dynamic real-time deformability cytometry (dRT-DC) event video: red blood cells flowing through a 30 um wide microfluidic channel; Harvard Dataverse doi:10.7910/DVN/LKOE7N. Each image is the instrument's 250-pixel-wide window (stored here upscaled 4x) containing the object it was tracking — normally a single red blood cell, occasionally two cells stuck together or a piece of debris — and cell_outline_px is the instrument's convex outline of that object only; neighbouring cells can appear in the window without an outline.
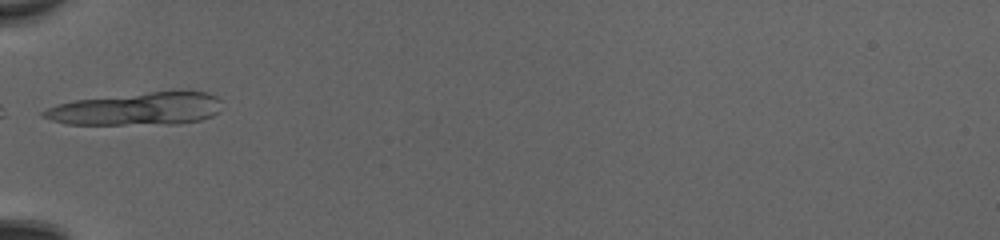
{"species": "common noctule bat (a hibernating species)", "species_latin": "Nyctalus noctula", "temperature_condition": "cold", "stored_images_in_passage": 30, "camera_frame_rate_fps": 3000, "um_per_image_px": 0.085, "animal": {"sex": "female", "body_mass_g": 20.0, "forearm_length_mm": 54.0}, "frame": {"image": 1, "passage_image": 1, "time_ms": 0.0, "image_size_px": [1000, 240], "cell_outline_px": [[220, 112], [212, 116], [200, 120], [176, 124], [68, 124], [52, 120], [40, 116], [40, 112], [56, 104], [76, 100], [172, 88], [180, 88], [208, 92], [216, 96], [220, 100]], "centroid_in_image_um": [11.73, 9.21], "position_along_channel_um": 73.3, "area_um2": 35.08}}